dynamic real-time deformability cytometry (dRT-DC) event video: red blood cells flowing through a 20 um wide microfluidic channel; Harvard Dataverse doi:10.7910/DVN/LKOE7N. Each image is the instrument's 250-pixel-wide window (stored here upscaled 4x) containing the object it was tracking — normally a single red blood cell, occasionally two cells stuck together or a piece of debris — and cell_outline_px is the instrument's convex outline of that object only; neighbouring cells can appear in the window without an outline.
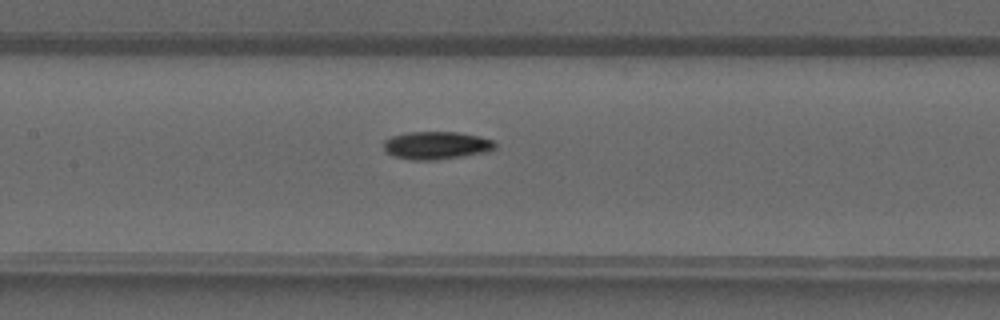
{"species": "common noctule bat (a hibernating species)", "species_latin": "Nyctalus noctula", "temperature_condition": "warm", "stored_images_in_passage": 38, "camera_frame_rate_fps": 3000, "um_per_image_px": 0.085, "animal": {"sex": "male", "forearm_length_mm": 52.5}, "frame": {"image": 1, "passage_image": 17, "time_ms": 5.333, "image_size_px": [1000, 320], "cell_outline_px": [[496, 148], [488, 152], [464, 156], [436, 160], [412, 160], [392, 156], [384, 148], [384, 140], [392, 136], [408, 132], [456, 132], [480, 136], [496, 140]], "centroid_in_image_um": [37.14, 12.36], "position_along_channel_um": 170.3, "area_um2": 18.26}}
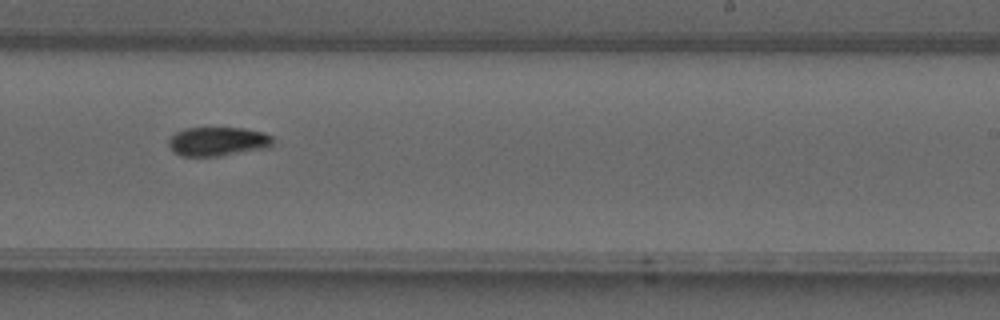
{"frame": {"image": 2, "passage_image": 23, "time_ms": 7.333, "image_size_px": [1000, 320], "cell_outline_px": [[276, 140], [268, 148], [220, 156], [180, 156], [172, 152], [168, 144], [168, 140], [176, 132], [184, 128], [244, 128], [264, 132], [272, 136]], "centroid_in_image_um": [18.53, 12.03], "position_along_channel_um": 270.5, "area_um2": 17.92}}
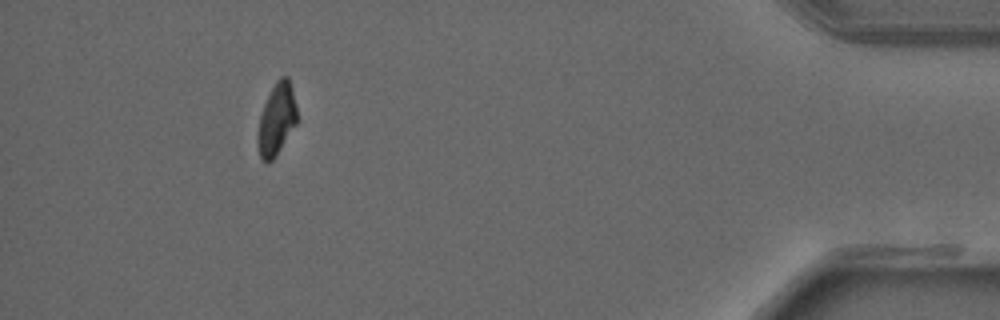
{"frame": {"image": 3, "passage_image": 35, "time_ms": 11.333, "image_size_px": [1000, 320], "cell_outline_px": [[296, 124], [276, 156], [268, 164], [260, 160], [256, 140], [256, 136], [260, 116], [264, 104], [276, 80], [280, 76], [288, 76], [292, 88], [296, 108]], "centroid_in_image_um": [23.48, 10.19], "position_along_channel_um": 411.7, "area_um2": 16.53}}